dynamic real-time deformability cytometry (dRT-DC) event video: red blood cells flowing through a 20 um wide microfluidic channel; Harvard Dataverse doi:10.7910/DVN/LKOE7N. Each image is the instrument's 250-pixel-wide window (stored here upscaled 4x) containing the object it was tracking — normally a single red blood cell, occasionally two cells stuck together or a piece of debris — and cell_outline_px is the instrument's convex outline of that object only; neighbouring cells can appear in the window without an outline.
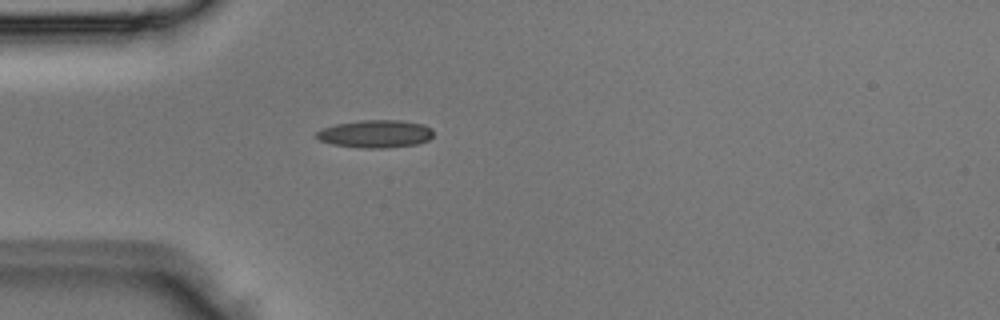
{"species": "Egyptian fruit bat (a non-hibernating species)", "species_latin": "Rousettus aegyptiacus", "temperature_condition": "room temperature", "stored_images_in_passage": 2, "camera_frame_rate_fps": 3000, "um_per_image_px": 0.085, "animal": {"sex": "male"}, "frame": {"image": 1, "passage_image": 2, "time_ms": 0.333, "image_size_px": [1000, 320], "cell_outline_px": [[432, 136], [428, 140], [416, 144], [388, 148], [360, 148], [332, 144], [320, 140], [316, 136], [316, 132], [324, 128], [336, 124], [360, 120], [400, 120], [424, 124], [432, 128]], "centroid_in_image_um": [31.93, 11.37], "position_along_channel_um": 53.1, "area_um2": 18.9}}